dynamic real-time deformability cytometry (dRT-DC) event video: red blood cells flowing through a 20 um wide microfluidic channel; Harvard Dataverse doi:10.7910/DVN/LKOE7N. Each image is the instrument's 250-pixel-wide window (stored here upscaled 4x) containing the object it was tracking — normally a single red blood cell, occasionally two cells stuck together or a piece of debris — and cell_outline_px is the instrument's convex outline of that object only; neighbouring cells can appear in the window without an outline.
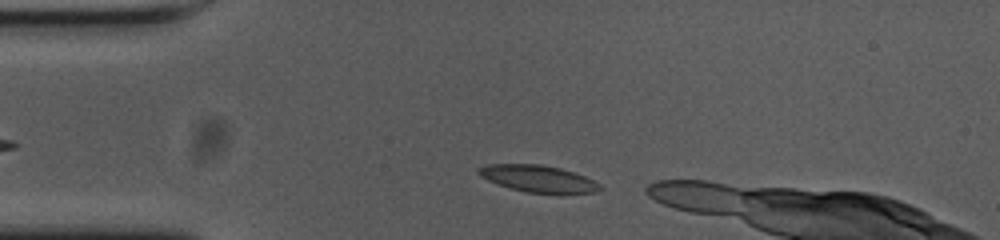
{"species": "common noctule bat (a hibernating species)", "species_latin": "Nyctalus noctula", "temperature_condition": "cold", "stored_images_in_passage": 9, "camera_frame_rate_fps": 3000, "um_per_image_px": 0.085, "animal": {"sex": "female", "body_mass_g": 23.0, "forearm_length_mm": 53.4}, "frame": {"image": 1, "passage_image": 2, "time_ms": 0.333, "image_size_px": [1000, 240], "cell_outline_px": [[600, 188], [596, 192], [560, 196], [528, 192], [512, 188], [488, 180], [480, 176], [476, 172], [476, 168], [488, 164], [540, 164], [560, 168], [584, 176], [600, 184]], "centroid_in_image_um": [45.77, 15.22], "position_along_channel_um": 39.2, "area_um2": 19.36}}
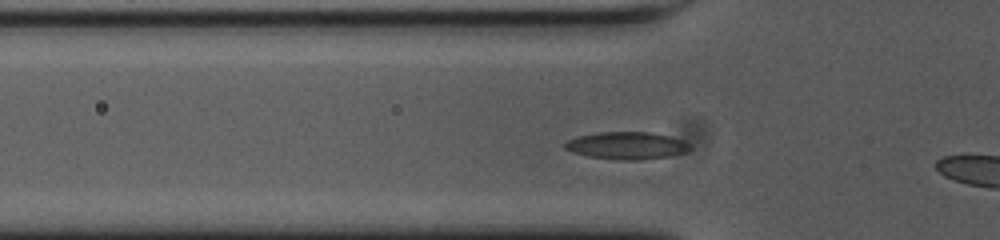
{"frame": {"image": 2, "passage_image": 7, "time_ms": 2.0, "image_size_px": [1000, 240], "cell_outline_px": [[692, 148], [688, 152], [668, 156], [640, 160], [620, 160], [588, 156], [572, 152], [564, 148], [564, 144], [568, 140], [580, 136], [600, 132], [652, 132], [684, 140]], "centroid_in_image_um": [53.3, 12.38], "position_along_channel_um": 72.5, "area_um2": 19.88}}